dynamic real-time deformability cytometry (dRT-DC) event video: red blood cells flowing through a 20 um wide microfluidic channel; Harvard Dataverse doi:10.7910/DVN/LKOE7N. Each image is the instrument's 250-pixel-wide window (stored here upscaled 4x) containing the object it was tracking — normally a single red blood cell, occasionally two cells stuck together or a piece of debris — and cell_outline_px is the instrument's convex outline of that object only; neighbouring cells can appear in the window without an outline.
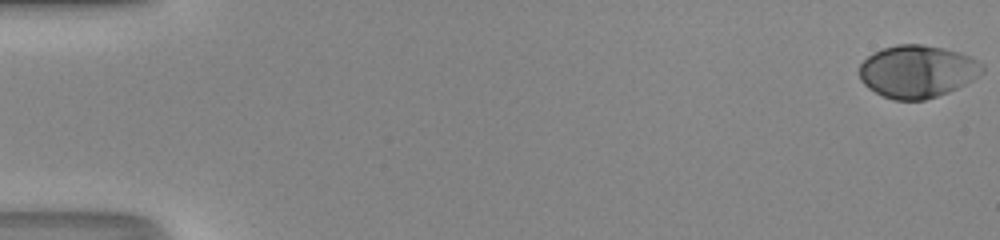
{"species": "human", "species_latin": "Homo sapiens", "temperature_condition": "room temperature", "stored_images_in_passage": 52, "camera_frame_rate_fps": 3000, "um_per_image_px": 0.085, "donor": {"sex": "male"}, "frame": {"image": 1, "passage_image": 1, "time_ms": 0.0, "image_size_px": [1000, 240], "cell_outline_px": [[984, 72], [972, 80], [948, 92], [924, 100], [892, 100], [868, 88], [860, 80], [860, 64], [872, 52], [896, 44], [920, 44], [944, 48], [960, 52], [984, 64]], "centroid_in_image_um": [77.97, 6.06], "position_along_channel_um": 7.0, "area_um2": 37.63}}
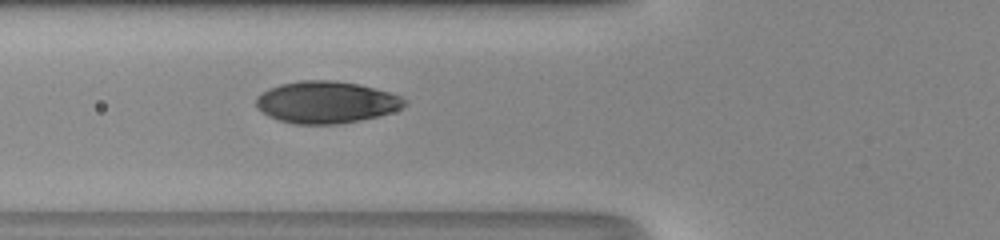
{"frame": {"image": 2, "passage_image": 21, "time_ms": 6.667, "image_size_px": [1000, 240], "cell_outline_px": [[408, 104], [392, 112], [360, 120], [340, 124], [292, 124], [268, 116], [256, 108], [256, 96], [268, 88], [280, 84], [300, 80], [336, 80], [356, 84], [388, 92], [400, 96], [408, 100]], "centroid_in_image_um": [27.69, 8.69], "position_along_channel_um": 98.1, "area_um2": 36.36}}
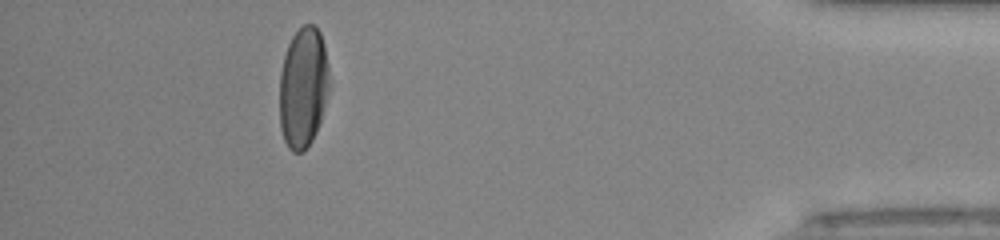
{"frame": {"image": 3, "passage_image": 47, "time_ms": 15.333, "image_size_px": [1000, 240], "cell_outline_px": [[328, 92], [320, 120], [316, 132], [312, 140], [300, 152], [292, 152], [288, 148], [284, 140], [280, 128], [280, 72], [284, 56], [288, 44], [292, 36], [304, 24], [312, 24], [320, 32], [324, 44], [328, 64]], "centroid_in_image_um": [25.75, 7.42], "position_along_channel_um": 409.4, "area_um2": 34.8}, "authors_computed_cell_mechanics": {"area_um2": 36.5874, "velocity_mm_per_s": 4.1956, "shape_relaxation_time_tau1_ms": 2.9638, "shape_relaxation_time_tau2_ms": null, "deformation_change_tau1": 0.1816, "deformation_change_tau2": null}}